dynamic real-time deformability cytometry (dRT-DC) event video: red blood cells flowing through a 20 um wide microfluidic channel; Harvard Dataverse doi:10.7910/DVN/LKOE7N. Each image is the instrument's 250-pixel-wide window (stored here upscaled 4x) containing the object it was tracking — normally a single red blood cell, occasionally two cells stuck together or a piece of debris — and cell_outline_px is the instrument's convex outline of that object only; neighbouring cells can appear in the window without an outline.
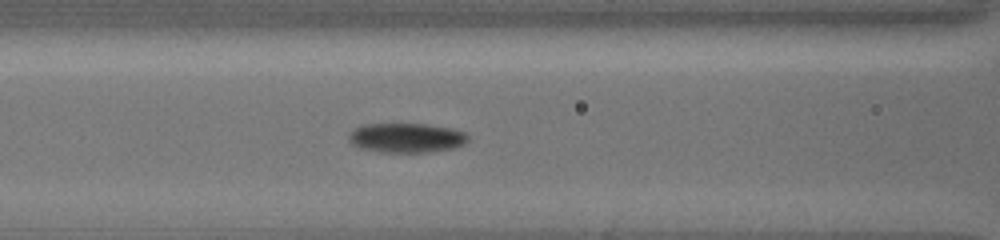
{"species": "common noctule bat (a hibernating species)", "species_latin": "Nyctalus noctula", "temperature_condition": "cold", "stored_images_in_passage": 26, "camera_frame_rate_fps": 3000, "um_per_image_px": 0.085, "animal": {"sex": "female", "body_mass_g": 19.5, "forearm_length_mm": 54.1}, "frame": {"image": 1, "passage_image": 13, "time_ms": 4.0, "image_size_px": [1000, 240], "cell_outline_px": [[468, 140], [464, 144], [456, 148], [432, 152], [380, 152], [356, 148], [348, 140], [348, 132], [352, 128], [360, 124], [428, 124], [452, 128], [464, 132], [468, 136]], "centroid_in_image_um": [34.49, 11.72], "position_along_channel_um": 132.1, "area_um2": 21.04}}
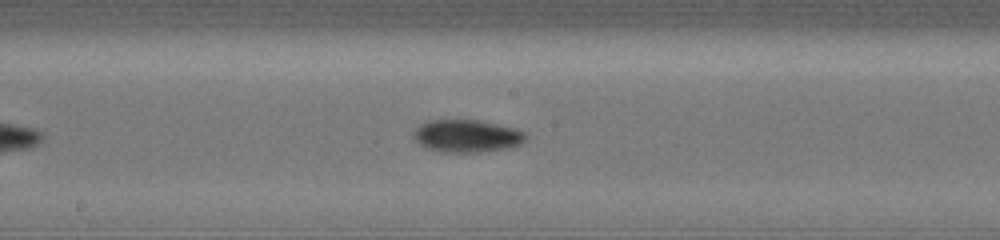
{"frame": {"image": 2, "passage_image": 19, "time_ms": 6.0, "image_size_px": [1000, 240], "cell_outline_px": [[528, 136], [520, 144], [512, 148], [480, 152], [440, 152], [424, 148], [412, 136], [416, 128], [420, 124], [428, 120], [480, 120], [516, 128], [524, 132]], "centroid_in_image_um": [39.69, 11.56], "position_along_channel_um": 208.5, "area_um2": 21.56}}
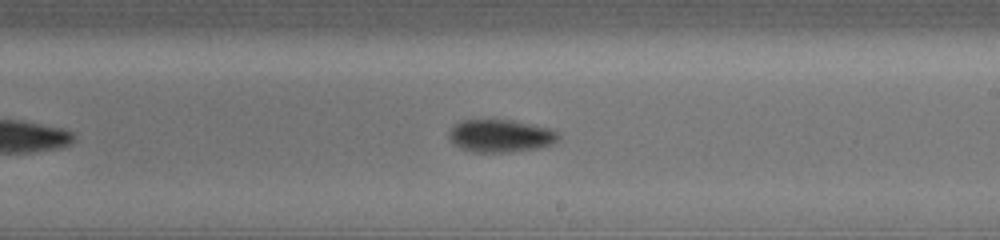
{"frame": {"image": 3, "passage_image": 22, "time_ms": 7.0, "image_size_px": [1000, 240], "cell_outline_px": [[560, 140], [544, 148], [508, 152], [472, 152], [460, 148], [448, 136], [448, 132], [460, 120], [512, 120], [548, 128], [560, 132]], "centroid_in_image_um": [42.6, 11.56], "position_along_channel_um": 246.4, "area_um2": 20.98}}